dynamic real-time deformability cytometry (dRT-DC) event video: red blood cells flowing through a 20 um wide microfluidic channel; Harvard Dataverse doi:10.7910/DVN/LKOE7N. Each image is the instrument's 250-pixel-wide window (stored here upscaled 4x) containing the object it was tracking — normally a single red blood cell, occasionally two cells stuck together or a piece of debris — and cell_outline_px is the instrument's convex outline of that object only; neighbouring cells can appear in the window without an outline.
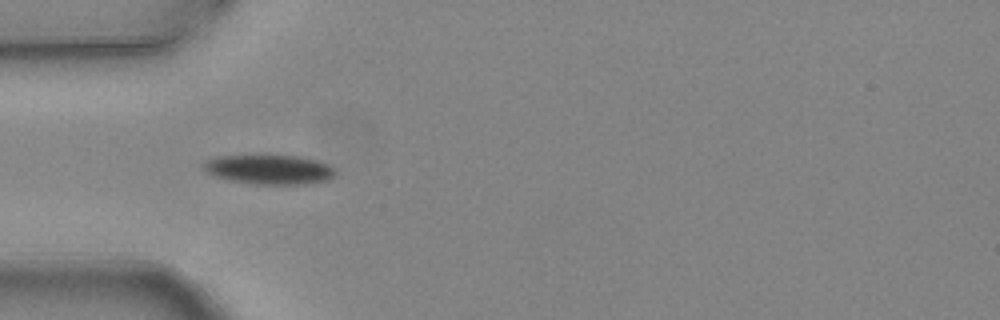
{"species": "common noctule bat (a hibernating species)", "species_latin": "Nyctalus noctula", "temperature_condition": "warm", "stored_images_in_passage": 5, "camera_frame_rate_fps": 3000, "um_per_image_px": 0.085, "animal": {"sex": "female", "body_mass_g": 24.6, "forearm_length_mm": 56.2}, "frame": {"image": 1, "passage_image": 4, "time_ms": 1.0, "image_size_px": [1000, 320], "cell_outline_px": [[336, 172], [328, 180], [312, 184], [252, 184], [228, 180], [216, 176], [208, 172], [204, 168], [204, 164], [208, 160], [216, 156], [300, 156], [316, 160], [328, 164]], "centroid_in_image_um": [22.93, 14.42], "position_along_channel_um": 62.1, "area_um2": 22.43}}